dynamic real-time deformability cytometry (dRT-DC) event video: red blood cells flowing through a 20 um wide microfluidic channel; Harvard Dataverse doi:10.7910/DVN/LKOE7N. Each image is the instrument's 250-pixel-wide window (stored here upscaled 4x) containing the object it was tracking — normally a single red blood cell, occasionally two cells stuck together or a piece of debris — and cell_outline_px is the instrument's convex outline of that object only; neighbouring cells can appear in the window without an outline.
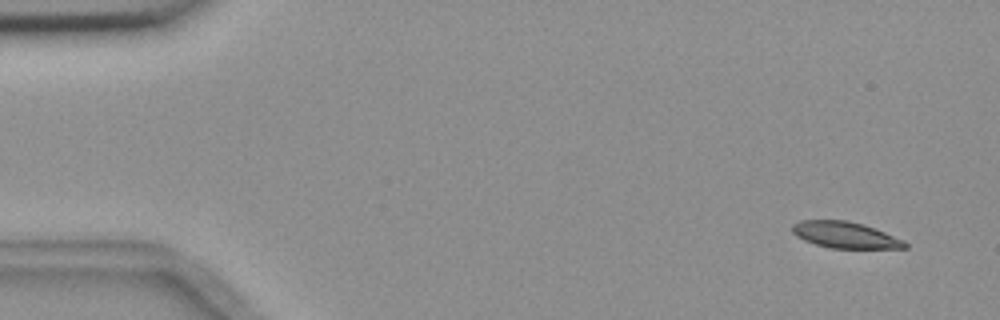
{"species": "common noctule bat (a hibernating species)", "species_latin": "Nyctalus noctula", "temperature_condition": "room temperature", "stored_images_in_passage": 4, "camera_frame_rate_fps": 3000, "um_per_image_px": 0.085, "animal": {"sex": "female", "body_mass_g": 18.4}, "frame": {"image": 1, "passage_image": 1, "time_ms": 0.0, "image_size_px": [1000, 320], "cell_outline_px": [[908, 248], [828, 248], [804, 240], [796, 236], [792, 232], [792, 224], [800, 220], [848, 220], [864, 224], [876, 228], [904, 240], [908, 244]], "centroid_in_image_um": [71.85, 19.96], "position_along_channel_um": 13.2, "area_um2": 17.46}}
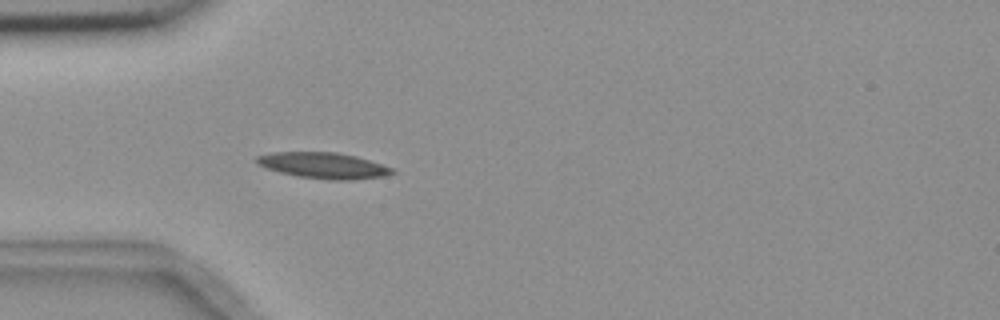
{"frame": {"image": 2, "passage_image": 4, "time_ms": 4.333, "image_size_px": [1000, 320], "cell_outline_px": [[396, 172], [384, 176], [348, 180], [328, 180], [296, 176], [264, 168], [256, 164], [256, 156], [272, 152], [336, 152], [356, 156], [392, 168]], "centroid_in_image_um": [27.43, 14.07], "position_along_channel_um": 57.6, "area_um2": 20.52}}